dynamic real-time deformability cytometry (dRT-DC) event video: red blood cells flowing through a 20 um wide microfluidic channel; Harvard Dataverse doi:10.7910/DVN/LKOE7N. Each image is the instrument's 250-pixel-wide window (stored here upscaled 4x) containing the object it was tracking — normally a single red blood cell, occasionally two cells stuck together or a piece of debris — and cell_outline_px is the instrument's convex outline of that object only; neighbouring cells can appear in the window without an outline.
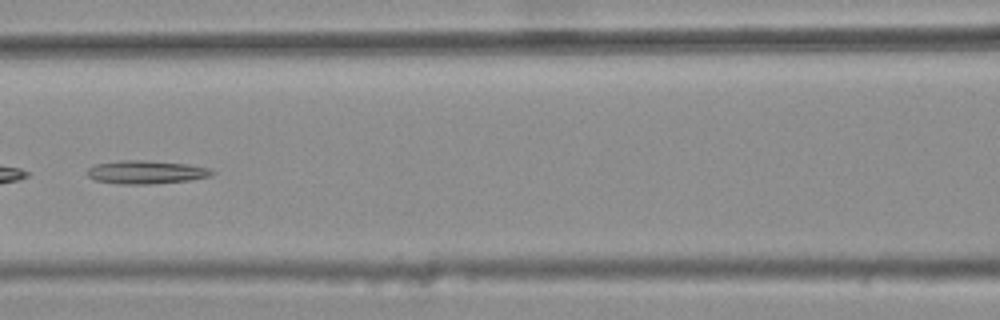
{"species": "common noctule bat (a hibernating species)", "species_latin": "Nyctalus noctula", "temperature_condition": "warm", "stored_images_in_passage": 7, "camera_frame_rate_fps": 3000, "um_per_image_px": 0.085, "animal": {"sex": "female", "body_mass_g": 25.1}, "frame": {"image": 1, "passage_image": 6, "time_ms": 1.667, "image_size_px": [1000, 320], "cell_outline_px": [[216, 172], [212, 176], [188, 180], [148, 184], [116, 184], [96, 180], [88, 176], [88, 168], [96, 164], [120, 160], [140, 160], [188, 164], [208, 168]], "centroid_in_image_um": [12.42, 14.63], "position_along_channel_um": 154.2, "area_um2": 16.82}}
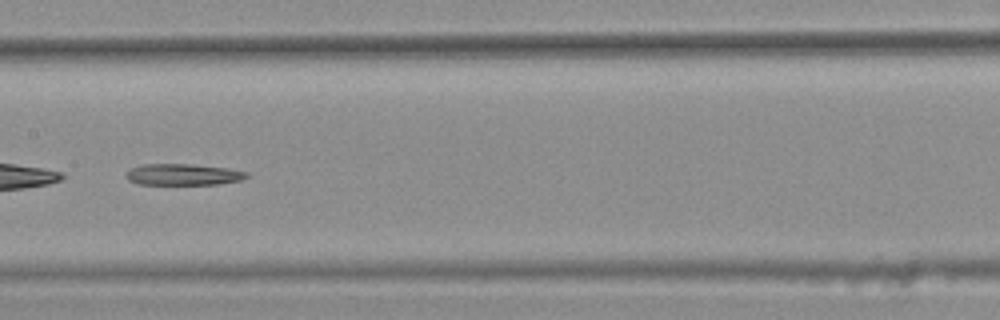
{"frame": {"image": 2, "passage_image": 7, "time_ms": 2.0, "image_size_px": [1000, 320], "cell_outline_px": [[248, 176], [240, 180], [216, 184], [136, 184], [128, 180], [128, 168], [144, 164], [192, 164], [228, 168], [248, 172]], "centroid_in_image_um": [15.56, 14.82], "position_along_channel_um": 191.8, "area_um2": 14.91}}